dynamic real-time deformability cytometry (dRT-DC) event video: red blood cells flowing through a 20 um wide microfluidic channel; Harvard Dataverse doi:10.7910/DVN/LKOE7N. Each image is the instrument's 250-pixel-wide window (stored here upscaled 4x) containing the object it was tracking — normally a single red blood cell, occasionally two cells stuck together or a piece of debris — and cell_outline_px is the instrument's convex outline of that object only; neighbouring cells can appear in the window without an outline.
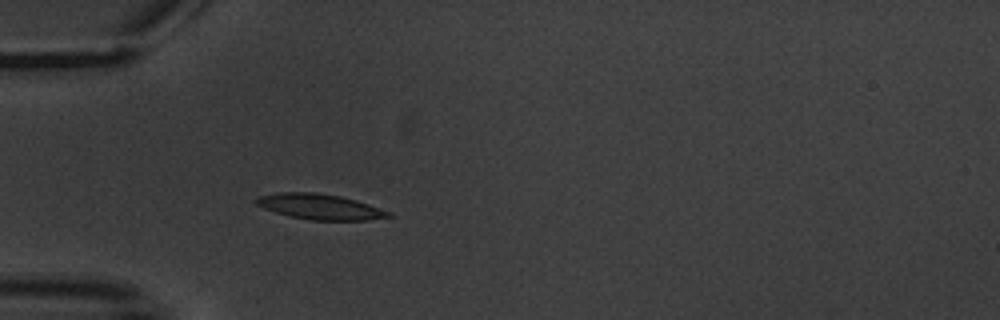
{"species": "common noctule bat (a hibernating species)", "species_latin": "Nyctalus noctula", "temperature_condition": "warm", "stored_images_in_passage": 4, "camera_frame_rate_fps": 3000, "um_per_image_px": 0.085, "animal": {"sex": "male", "body_mass_g": 20.1, "forearm_length_mm": 53.5}, "frame": {"image": 1, "passage_image": 4, "time_ms": 5.0, "image_size_px": [1000, 320], "cell_outline_px": [[392, 216], [368, 220], [308, 220], [276, 212], [264, 208], [256, 204], [252, 200], [260, 196], [276, 192], [316, 192], [340, 196], [356, 200], [392, 212]], "centroid_in_image_um": [27.19, 17.56], "position_along_channel_um": 57.8, "area_um2": 19.59}}